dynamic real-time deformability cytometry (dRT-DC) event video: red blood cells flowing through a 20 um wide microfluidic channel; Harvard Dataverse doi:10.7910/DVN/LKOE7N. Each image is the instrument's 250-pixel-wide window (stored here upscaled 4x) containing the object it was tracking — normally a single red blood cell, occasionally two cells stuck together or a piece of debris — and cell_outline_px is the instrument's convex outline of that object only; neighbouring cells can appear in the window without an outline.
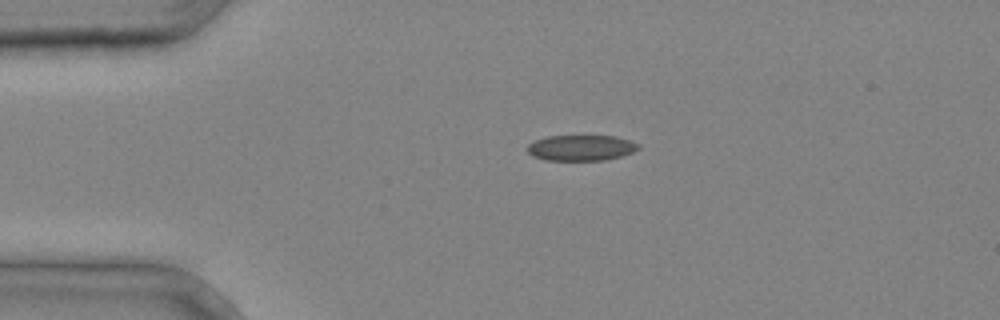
{"species": "common noctule bat (a hibernating species)", "species_latin": "Nyctalus noctula", "temperature_condition": "cold", "stored_images_in_passage": 1, "camera_frame_rate_fps": 3000, "um_per_image_px": 0.085, "animal": {"sex": "male", "body_mass_g": 20.4}, "frame": {"image": 1, "passage_image": 1, "time_ms": 0.0, "image_size_px": [1000, 320], "cell_outline_px": [[640, 148], [632, 152], [620, 156], [604, 160], [548, 160], [532, 156], [528, 152], [528, 144], [536, 140], [548, 136], [616, 136], [640, 144]], "centroid_in_image_um": [49.4, 12.56], "position_along_channel_um": 35.6, "area_um2": 16.47}}